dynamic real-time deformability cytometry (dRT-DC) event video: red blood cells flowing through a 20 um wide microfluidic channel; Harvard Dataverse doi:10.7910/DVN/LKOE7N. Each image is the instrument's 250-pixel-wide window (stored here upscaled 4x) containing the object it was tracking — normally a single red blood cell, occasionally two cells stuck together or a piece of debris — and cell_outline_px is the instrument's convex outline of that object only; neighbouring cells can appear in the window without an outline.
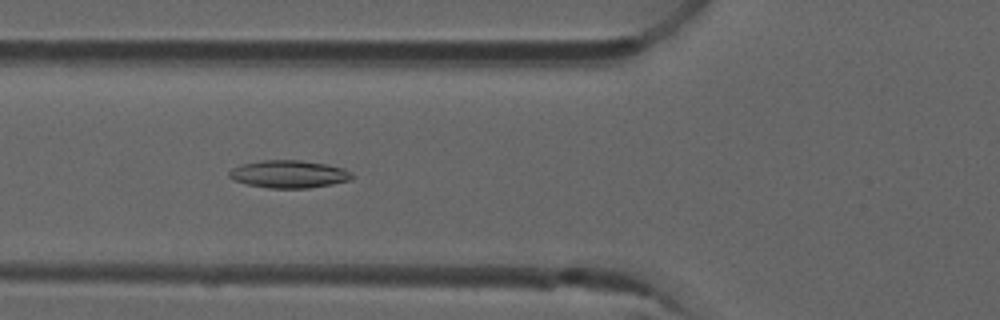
{"species": "common noctule bat (a hibernating species)", "species_latin": "Nyctalus noctula", "temperature_condition": "room temperature", "stored_images_in_passage": 40, "camera_frame_rate_fps": 3000, "um_per_image_px": 0.085, "animal": {"sex": "male", "forearm_length_mm": 52.5}, "frame": {"image": 1, "passage_image": 9, "time_ms": 2.667, "image_size_px": [1000, 320], "cell_outline_px": [[356, 176], [352, 180], [332, 184], [308, 188], [268, 188], [248, 184], [236, 180], [228, 176], [228, 172], [232, 168], [240, 164], [260, 160], [300, 160], [324, 164], [344, 168], [352, 172]], "centroid_in_image_um": [24.59, 14.79], "position_along_channel_um": 101.2, "area_um2": 19.88}}
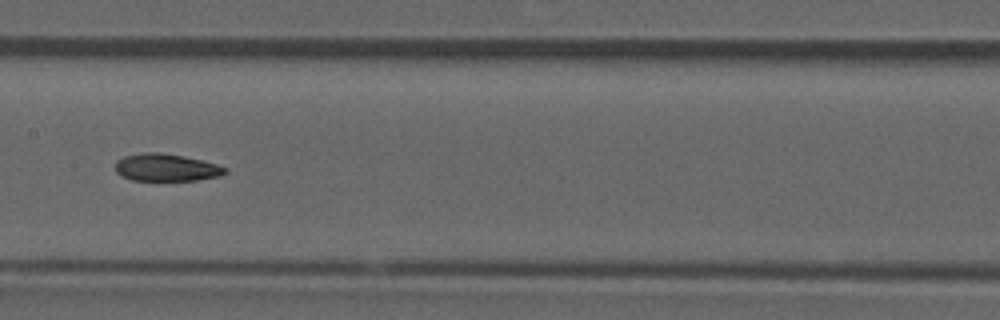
{"frame": {"image": 2, "passage_image": 16, "time_ms": 5.0, "image_size_px": [1000, 320], "cell_outline_px": [[228, 172], [220, 176], [196, 180], [132, 180], [120, 176], [116, 172], [116, 160], [124, 156], [144, 152], [160, 152], [184, 156], [216, 164], [228, 168]], "centroid_in_image_um": [14.12, 14.24], "position_along_channel_um": 193.3, "area_um2": 17.57}}
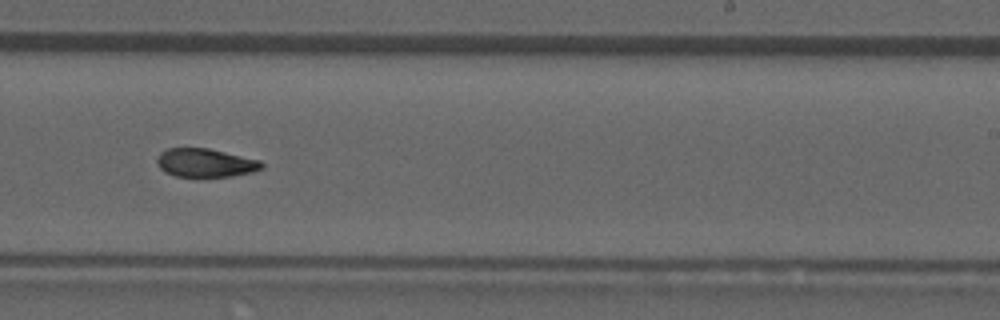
{"frame": {"image": 3, "passage_image": 22, "time_ms": 7.0, "image_size_px": [1000, 320], "cell_outline_px": [[264, 168], [252, 172], [232, 176], [196, 180], [176, 176], [164, 172], [160, 168], [156, 160], [160, 152], [168, 148], [208, 148], [260, 160], [264, 164]], "centroid_in_image_um": [17.45, 13.89], "position_along_channel_um": 271.6, "area_um2": 18.15}, "authors_computed_cell_mechanics": {"area_um2": 18.1492, "velocity_mm_per_s": 3.9376, "shape_relaxation_time_tau1_ms": null, "shape_relaxation_time_tau2_ms": 4.0558, "deformation_change_tau1": null, "deformation_change_tau2": 0.0846}}